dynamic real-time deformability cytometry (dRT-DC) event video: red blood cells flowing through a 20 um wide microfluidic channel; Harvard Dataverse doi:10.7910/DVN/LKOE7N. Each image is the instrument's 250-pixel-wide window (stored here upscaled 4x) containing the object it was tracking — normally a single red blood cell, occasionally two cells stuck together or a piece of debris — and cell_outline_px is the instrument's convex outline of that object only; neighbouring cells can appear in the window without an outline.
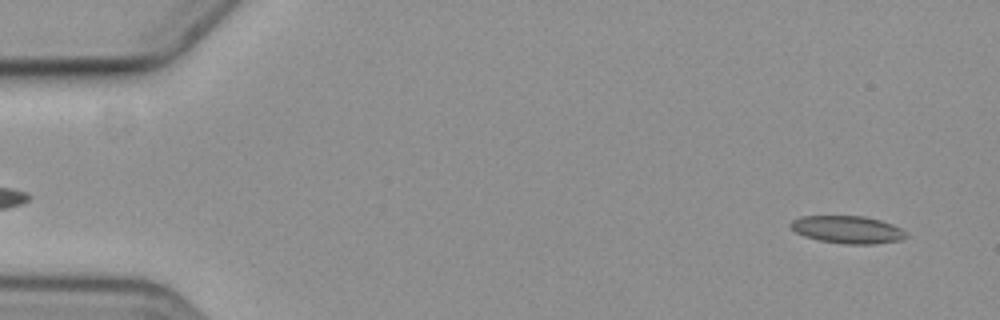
{"species": "common noctule bat (a hibernating species)", "species_latin": "Nyctalus noctula", "temperature_condition": "cold", "stored_images_in_passage": 58, "camera_frame_rate_fps": 3000, "um_per_image_px": 0.085, "animal": {"sex": "female", "body_mass_g": 19.3, "forearm_length_mm": 54.1}, "frame": {"image": 1, "passage_image": 3, "time_ms": 0.667, "image_size_px": [1000, 320], "cell_outline_px": [[908, 236], [904, 240], [876, 244], [844, 244], [820, 240], [804, 236], [796, 232], [788, 224], [792, 220], [800, 216], [864, 216], [880, 220], [892, 224], [908, 232]], "centroid_in_image_um": [72.08, 19.52], "position_along_channel_um": 12.9, "area_um2": 18.73}}
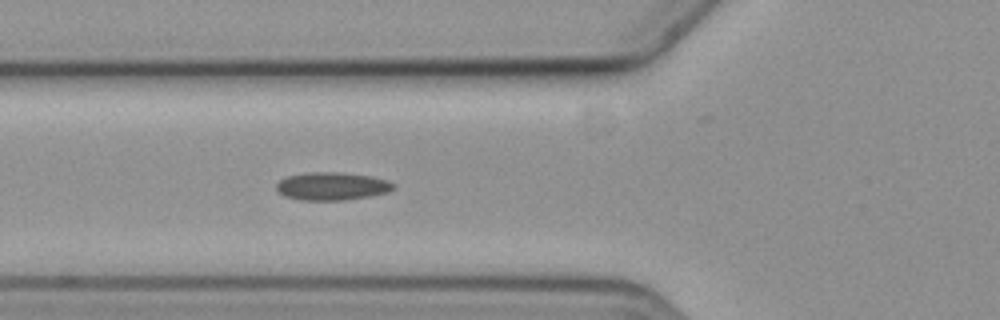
{"frame": {"image": 2, "passage_image": 21, "time_ms": 6.667, "image_size_px": [1000, 320], "cell_outline_px": [[396, 188], [388, 192], [368, 196], [344, 200], [300, 200], [284, 196], [276, 192], [276, 184], [280, 180], [288, 176], [308, 172], [340, 172], [372, 176], [388, 180], [396, 184]], "centroid_in_image_um": [28.22, 15.82], "position_along_channel_um": 97.6, "area_um2": 19.25}}
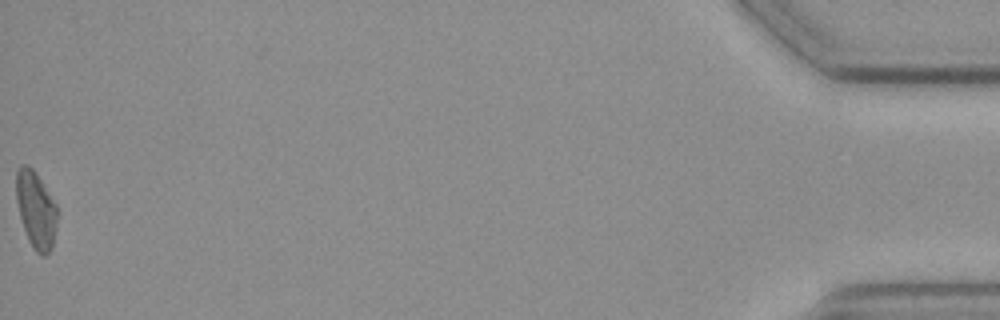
{"frame": {"image": 3, "passage_image": 58, "time_ms": 19.0, "image_size_px": [1000, 320], "cell_outline_px": [[56, 224], [52, 248], [44, 256], [40, 256], [32, 248], [28, 240], [20, 216], [16, 200], [16, 172], [24, 164], [28, 164], [36, 172], [56, 204]], "centroid_in_image_um": [3.04, 17.84], "position_along_channel_um": 432.2, "area_um2": 18.26}, "authors_computed_cell_mechanics": {"area_um2": 18.5249, "velocity_mm_per_s": 3.5716, "shape_relaxation_time_tau1_ms": null, "shape_relaxation_time_tau2_ms": 9.5311, "deformation_change_tau1": null, "deformation_change_tau2": 0.1844}}